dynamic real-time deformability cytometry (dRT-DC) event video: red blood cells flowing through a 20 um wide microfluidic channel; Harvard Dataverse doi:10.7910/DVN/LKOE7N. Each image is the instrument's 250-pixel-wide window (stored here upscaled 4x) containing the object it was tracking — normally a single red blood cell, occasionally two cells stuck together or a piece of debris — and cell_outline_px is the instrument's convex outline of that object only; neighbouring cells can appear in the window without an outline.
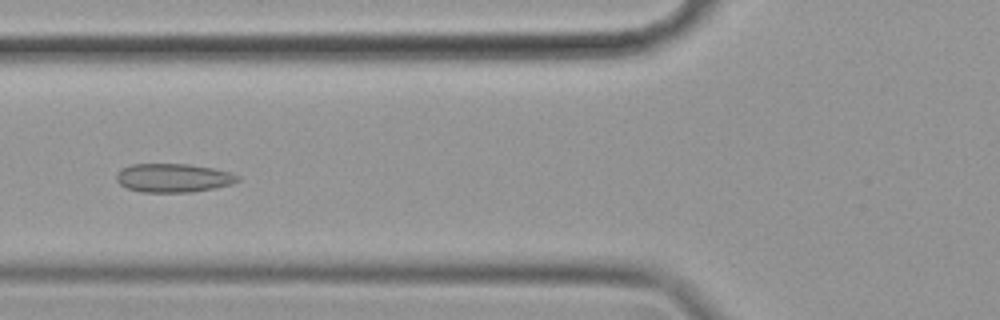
{"species": "common noctule bat (a hibernating species)", "species_latin": "Nyctalus noctula", "temperature_condition": "cold", "stored_images_in_passage": 56, "camera_frame_rate_fps": 3000, "um_per_image_px": 0.085, "animal": {"sex": "female", "body_mass_g": 19.9}, "frame": {"image": 1, "passage_image": 21, "time_ms": 6.667, "image_size_px": [1000, 320], "cell_outline_px": [[240, 180], [232, 184], [216, 188], [192, 192], [140, 192], [128, 188], [120, 184], [116, 180], [116, 172], [120, 168], [132, 164], [188, 164], [216, 168], [232, 172], [240, 176]], "centroid_in_image_um": [14.76, 15.11], "position_along_channel_um": 111.0, "area_um2": 20.63}}
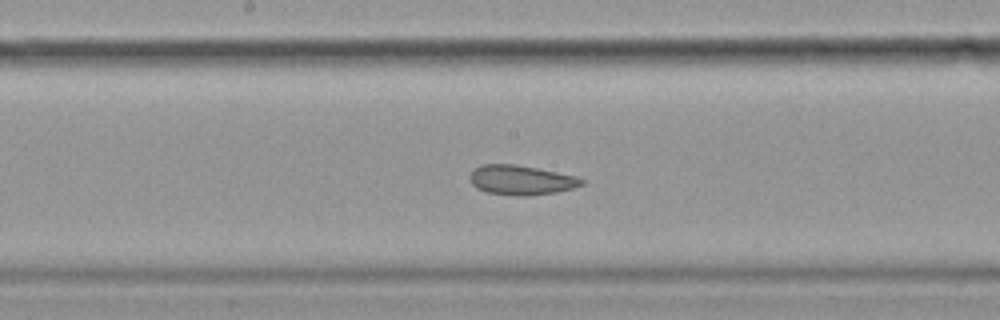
{"frame": {"image": 2, "passage_image": 29, "time_ms": 9.333, "image_size_px": [1000, 320], "cell_outline_px": [[584, 184], [572, 188], [556, 192], [528, 196], [516, 196], [484, 192], [476, 188], [472, 184], [468, 176], [476, 168], [484, 164], [516, 164], [576, 176], [584, 180]], "centroid_in_image_um": [44.27, 15.31], "position_along_channel_um": 203.9, "area_um2": 19.31}}
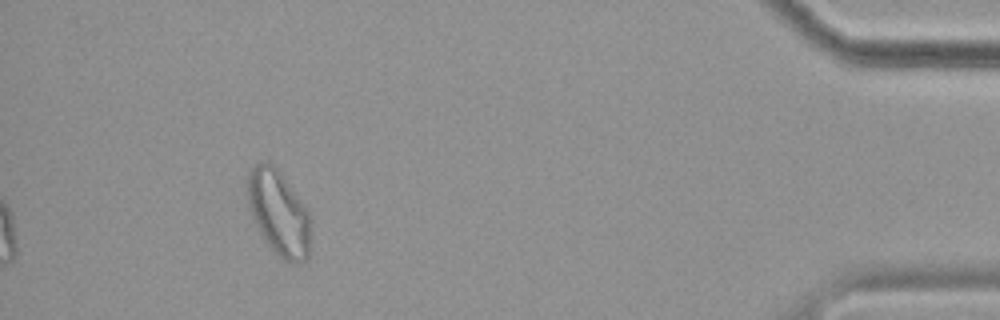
{"frame": {"image": 3, "passage_image": 52, "time_ms": 17.0, "image_size_px": [1000, 320], "cell_outline_px": [[312, 220], [308, 256], [300, 264], [292, 264], [284, 260], [268, 244], [260, 232], [248, 208], [248, 172], [256, 164], [264, 160], [268, 160], [280, 172], [308, 212]], "centroid_in_image_um": [23.7, 18.11], "position_along_channel_um": 411.5, "area_um2": 31.1}, "authors_computed_cell_mechanics": {"area_um2": 22.6287, "velocity_mm_per_s": 3.4886, "shape_relaxation_time_tau1_ms": null, "shape_relaxation_time_tau2_ms": 2.3054, "deformation_change_tau1": null, "deformation_change_tau2": 0.0855}}